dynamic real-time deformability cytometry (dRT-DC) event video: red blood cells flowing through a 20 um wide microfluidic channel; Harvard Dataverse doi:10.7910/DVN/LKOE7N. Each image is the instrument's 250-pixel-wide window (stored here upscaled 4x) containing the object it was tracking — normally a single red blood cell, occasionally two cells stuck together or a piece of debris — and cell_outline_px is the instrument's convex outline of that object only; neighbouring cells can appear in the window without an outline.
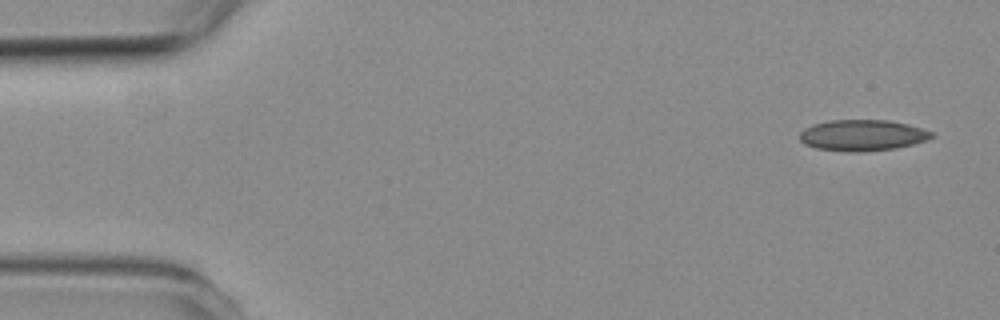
{"species": "common noctule bat (a hibernating species)", "species_latin": "Nyctalus noctula", "temperature_condition": "room temperature", "stored_images_in_passage": 5, "camera_frame_rate_fps": 3000, "um_per_image_px": 0.085, "animal": {"sex": "female", "body_mass_g": 19.3, "forearm_length_mm": 54.1}, "frame": {"image": 1, "passage_image": 1, "time_ms": 0.0, "image_size_px": [1000, 320], "cell_outline_px": [[936, 136], [928, 140], [896, 148], [864, 152], [848, 152], [816, 148], [804, 144], [800, 140], [800, 132], [804, 128], [812, 124], [832, 120], [888, 120], [908, 124], [932, 132]], "centroid_in_image_um": [73.3, 11.5], "position_along_channel_um": 11.7, "area_um2": 24.04}}
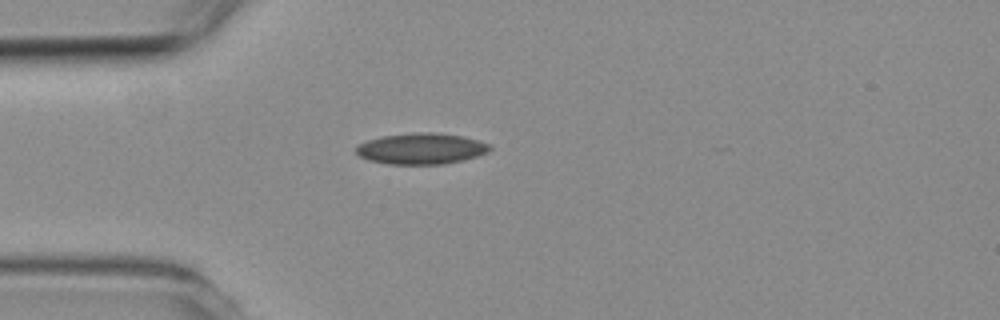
{"frame": {"image": 2, "passage_image": 4, "time_ms": 3.667, "image_size_px": [1000, 320], "cell_outline_px": [[492, 148], [488, 152], [464, 160], [444, 164], [388, 164], [368, 160], [360, 156], [356, 152], [356, 148], [360, 144], [368, 140], [384, 136], [416, 132], [432, 132], [460, 136], [476, 140], [488, 144]], "centroid_in_image_um": [35.8, 12.64], "position_along_channel_um": 49.2, "area_um2": 23.93}}